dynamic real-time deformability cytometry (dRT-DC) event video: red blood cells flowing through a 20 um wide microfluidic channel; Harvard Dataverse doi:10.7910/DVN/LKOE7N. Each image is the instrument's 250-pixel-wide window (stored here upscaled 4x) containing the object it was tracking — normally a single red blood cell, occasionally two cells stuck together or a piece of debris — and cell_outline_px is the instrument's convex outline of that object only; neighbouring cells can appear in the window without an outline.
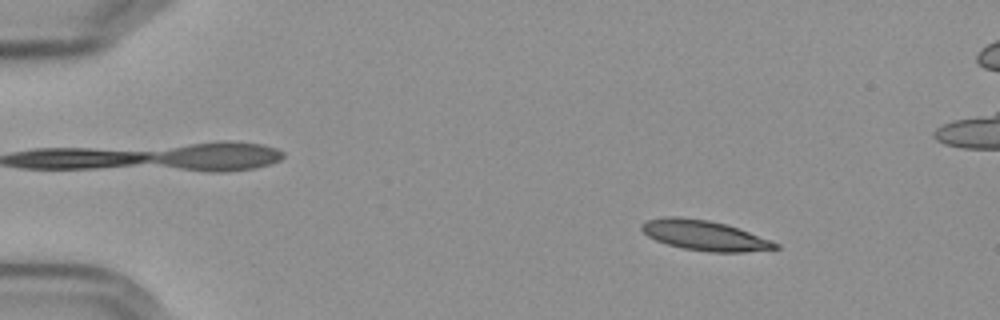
{"species": "Egyptian fruit bat (a non-hibernating species)", "species_latin": "Rousettus aegyptiacus", "temperature_condition": "cold", "stored_images_in_passage": 45, "camera_frame_rate_fps": 3000, "um_per_image_px": 0.085, "frame": {"image": 1, "passage_image": 1, "time_ms": 0.0, "image_size_px": [1000, 320], "cell_outline_px": [[780, 248], [744, 252], [712, 252], [684, 248], [668, 244], [656, 240], [648, 236], [640, 228], [640, 224], [648, 220], [664, 216], [680, 216], [708, 220], [728, 224], [772, 240], [780, 244]], "centroid_in_image_um": [59.91, 19.99], "position_along_channel_um": 25.1, "area_um2": 23.52}}
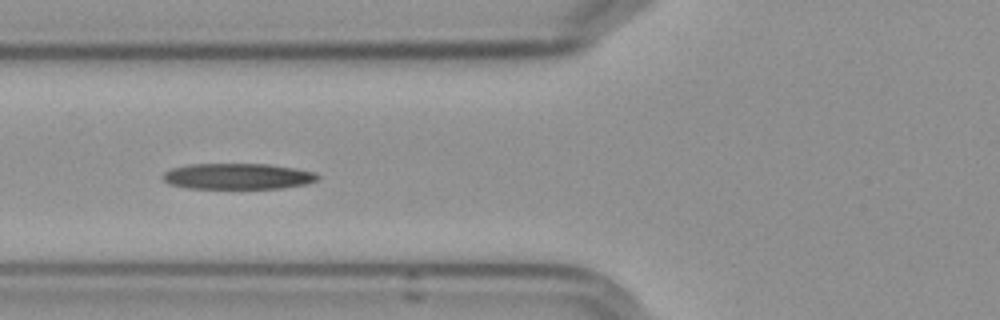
{"frame": {"image": 2, "passage_image": 15, "time_ms": 4.667, "image_size_px": [1000, 320], "cell_outline_px": [[320, 176], [316, 180], [304, 184], [280, 188], [188, 188], [168, 184], [160, 176], [164, 172], [172, 168], [188, 164], [268, 164], [296, 168], [316, 172]], "centroid_in_image_um": [20.18, 14.98], "position_along_channel_um": 105.6, "area_um2": 23.41}}
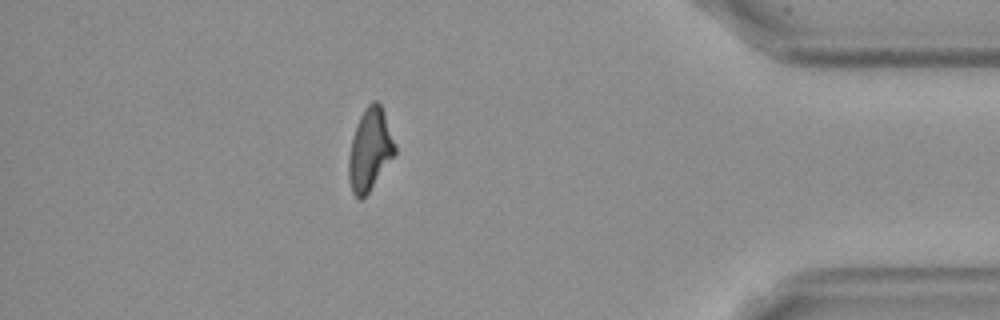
{"frame": {"image": 3, "passage_image": 41, "time_ms": 13.333, "image_size_px": [1000, 320], "cell_outline_px": [[396, 152], [368, 192], [360, 200], [352, 192], [348, 176], [348, 156], [356, 124], [364, 108], [372, 100], [376, 100], [380, 104], [384, 112], [396, 144]], "centroid_in_image_um": [31.43, 12.68], "position_along_channel_um": 403.8, "area_um2": 21.91}}